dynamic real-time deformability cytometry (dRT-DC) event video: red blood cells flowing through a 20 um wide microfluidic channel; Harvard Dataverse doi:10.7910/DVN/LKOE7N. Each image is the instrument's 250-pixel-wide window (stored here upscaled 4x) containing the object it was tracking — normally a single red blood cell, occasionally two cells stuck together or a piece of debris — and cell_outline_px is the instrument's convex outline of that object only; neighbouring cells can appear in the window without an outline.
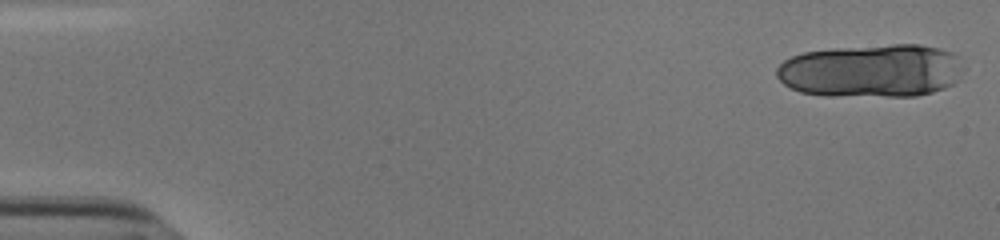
{"species": "human", "species_latin": "Homo sapiens", "temperature_condition": "cold", "stored_images_in_passage": 16, "camera_frame_rate_fps": 3000, "um_per_image_px": 0.085, "donor": {"sex": "male"}, "frame": {"image": 1, "passage_image": 1, "time_ms": 0.0, "image_size_px": [1000, 240], "cell_outline_px": [[956, 80], [952, 84], [944, 88], [932, 92], [916, 96], [824, 96], [800, 92], [784, 84], [776, 76], [776, 68], [784, 60], [792, 56], [804, 52], [832, 48], [892, 44], [920, 44], [952, 52], [956, 56]], "centroid_in_image_um": [73.96, 6.02], "position_along_channel_um": 11.0, "area_um2": 57.57}}